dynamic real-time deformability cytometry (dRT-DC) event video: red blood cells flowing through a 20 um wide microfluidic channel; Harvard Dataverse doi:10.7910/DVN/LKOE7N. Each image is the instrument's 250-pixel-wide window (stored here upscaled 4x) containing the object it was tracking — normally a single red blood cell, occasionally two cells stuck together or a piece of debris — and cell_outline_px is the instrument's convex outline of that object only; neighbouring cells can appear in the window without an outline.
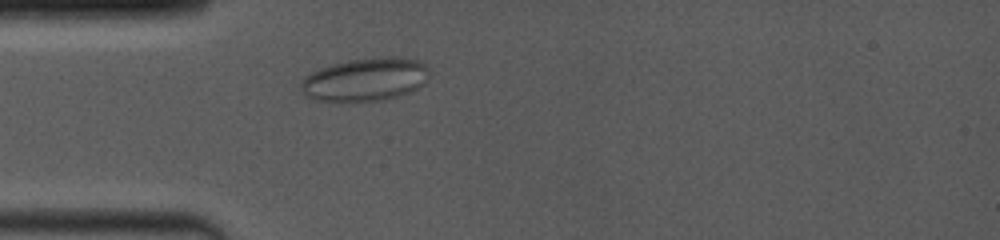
{"species": "common noctule bat (a hibernating species)", "species_latin": "Nyctalus noctula", "temperature_condition": "room temperature", "stored_images_in_passage": 33, "camera_frame_rate_fps": 4000, "um_per_image_px": 0.085, "animal": {"sex": "female", "body_mass_g": 19.0, "forearm_length_mm": 53.3}, "frame": {"image": 1, "passage_image": 6, "time_ms": 2.25, "image_size_px": [1000, 240], "cell_outline_px": [[428, 72], [424, 84], [412, 92], [384, 100], [340, 104], [312, 100], [304, 96], [300, 88], [300, 80], [304, 76], [320, 68], [332, 64], [348, 60], [384, 56], [404, 56], [420, 60], [428, 68]], "centroid_in_image_um": [31.0, 6.79], "position_along_channel_um": 54.0, "area_um2": 33.64}}
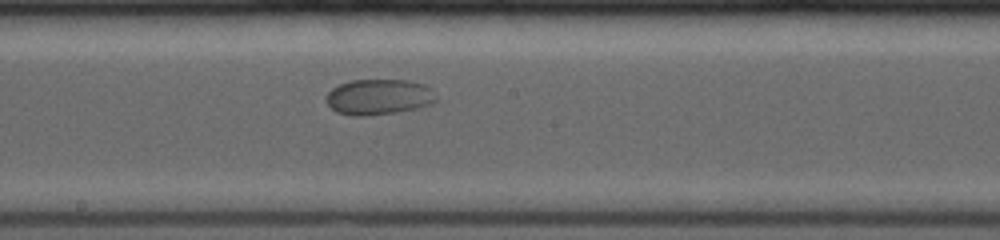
{"frame": {"image": 2, "passage_image": 17, "time_ms": 6.75, "image_size_px": [1000, 240], "cell_outline_px": [[436, 100], [432, 104], [416, 108], [396, 112], [364, 116], [352, 116], [336, 112], [324, 100], [328, 92], [332, 88], [340, 84], [352, 80], [408, 80], [424, 84], [432, 88], [436, 96]], "centroid_in_image_um": [32.19, 8.24], "position_along_channel_um": 216.0, "area_um2": 22.95}}
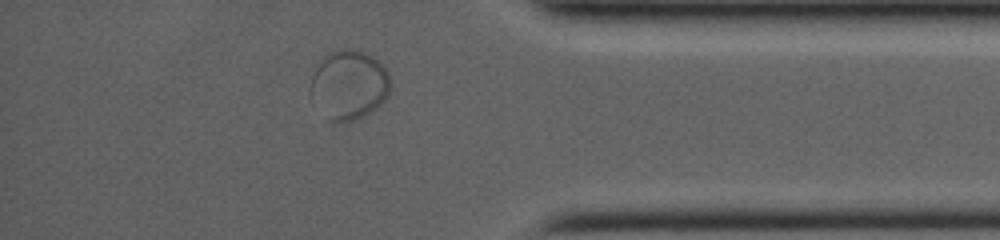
{"frame": {"image": 3, "passage_image": 29, "time_ms": 12.0, "image_size_px": [1000, 240], "cell_outline_px": [[392, 84], [384, 100], [376, 108], [364, 116], [340, 124], [332, 124], [328, 120], [308, 92], [308, 88], [312, 76], [320, 60], [328, 52], [340, 48], [352, 48], [364, 52], [380, 60], [388, 72]], "centroid_in_image_um": [29.65, 7.2], "position_along_channel_um": 405.6, "area_um2": 32.95}}